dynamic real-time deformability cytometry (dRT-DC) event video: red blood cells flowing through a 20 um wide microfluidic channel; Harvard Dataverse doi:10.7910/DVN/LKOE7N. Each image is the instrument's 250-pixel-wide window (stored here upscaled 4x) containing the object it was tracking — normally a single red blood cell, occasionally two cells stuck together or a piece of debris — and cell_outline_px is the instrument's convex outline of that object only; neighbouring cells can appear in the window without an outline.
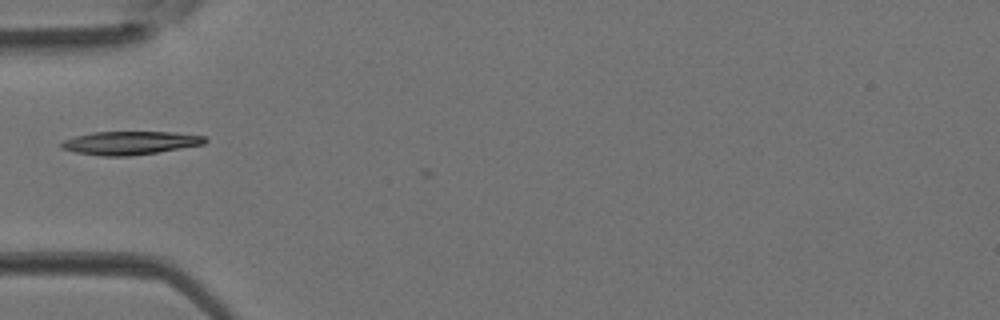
{"species": "Egyptian fruit bat (a non-hibernating species)", "species_latin": "Rousettus aegyptiacus", "temperature_condition": "room temperature", "stored_images_in_passage": 4, "camera_frame_rate_fps": 3000, "um_per_image_px": 0.085, "animal": {"sex": "female"}, "frame": {"image": 1, "passage_image": 4, "time_ms": 1.0, "image_size_px": [1000, 320], "cell_outline_px": [[208, 140], [204, 144], [132, 156], [100, 156], [76, 152], [60, 148], [60, 144], [64, 140], [76, 136], [92, 132], [176, 132], [204, 136]], "centroid_in_image_um": [11.04, 12.14], "position_along_channel_um": 74.0, "area_um2": 19.48}}